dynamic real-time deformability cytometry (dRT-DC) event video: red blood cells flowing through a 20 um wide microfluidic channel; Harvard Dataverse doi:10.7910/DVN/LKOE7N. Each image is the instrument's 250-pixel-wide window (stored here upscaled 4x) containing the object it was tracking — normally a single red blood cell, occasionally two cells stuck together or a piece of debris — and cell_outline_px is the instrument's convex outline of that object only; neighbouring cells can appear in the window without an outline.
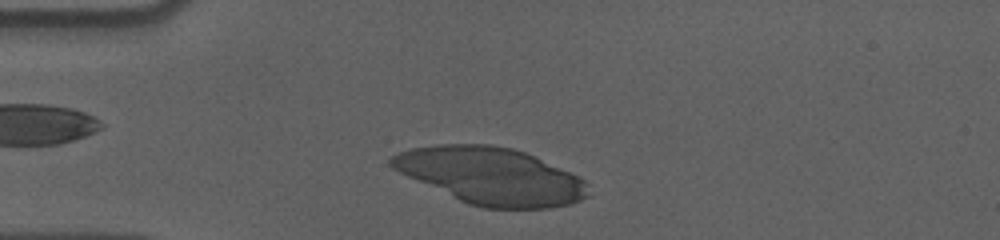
{"species": "human", "species_latin": "Homo sapiens", "temperature_condition": "cold", "stored_images_in_passage": 40, "camera_frame_rate_fps": 3000, "um_per_image_px": 0.085, "donor": {"sex": "male"}, "frame": {"image": 1, "passage_image": 3, "time_ms": 0.667, "image_size_px": [1000, 240], "cell_outline_px": [[592, 196], [568, 204], [548, 208], [484, 208], [468, 204], [408, 176], [392, 168], [388, 164], [388, 160], [392, 156], [400, 152], [412, 148], [436, 144], [488, 144], [512, 148], [524, 152], [580, 176], [588, 184]], "centroid_in_image_um": [41.76, 14.95], "position_along_channel_um": 43.2, "area_um2": 65.03}}